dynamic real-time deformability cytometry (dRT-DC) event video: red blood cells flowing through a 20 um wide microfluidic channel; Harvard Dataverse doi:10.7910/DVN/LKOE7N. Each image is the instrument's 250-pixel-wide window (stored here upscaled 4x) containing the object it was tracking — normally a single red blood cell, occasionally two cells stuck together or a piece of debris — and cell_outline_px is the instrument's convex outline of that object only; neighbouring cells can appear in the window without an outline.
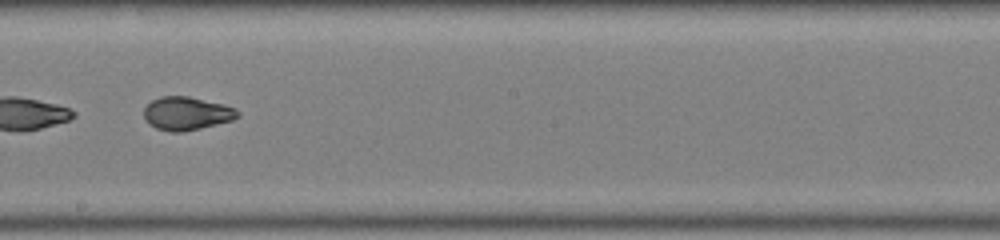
{"species": "common noctule bat (a hibernating species)", "species_latin": "Nyctalus noctula", "temperature_condition": "warm", "stored_images_in_passage": 44, "camera_frame_rate_fps": 3000, "um_per_image_px": 0.085, "animal": {"sex": "male", "body_mass_g": 19.0, "forearm_length_mm": 50.8}, "frame": {"image": 1, "passage_image": 26, "time_ms": 8.333, "image_size_px": [1000, 240], "cell_outline_px": [[240, 116], [232, 120], [200, 128], [180, 132], [172, 132], [156, 128], [148, 124], [144, 120], [144, 108], [152, 100], [160, 96], [188, 96], [224, 104], [236, 108], [240, 112]], "centroid_in_image_um": [15.86, 9.63], "position_along_channel_um": 232.3, "area_um2": 18.26}}